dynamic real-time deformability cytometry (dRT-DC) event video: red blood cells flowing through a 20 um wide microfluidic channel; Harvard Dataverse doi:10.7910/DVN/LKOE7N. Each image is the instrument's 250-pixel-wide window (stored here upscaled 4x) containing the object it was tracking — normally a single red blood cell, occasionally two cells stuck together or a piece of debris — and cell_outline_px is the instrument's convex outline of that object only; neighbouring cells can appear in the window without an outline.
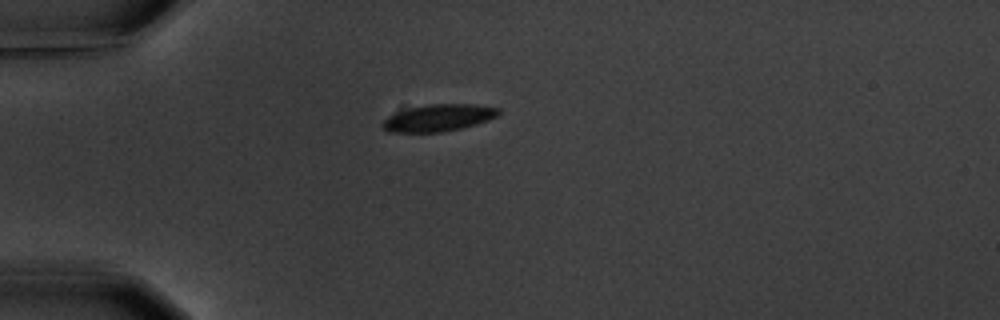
{"species": "common noctule bat (a hibernating species)", "species_latin": "Nyctalus noctula", "temperature_condition": "warm", "stored_images_in_passage": 6, "camera_frame_rate_fps": 3000, "um_per_image_px": 0.085, "animal": {"sex": "male", "body_mass_g": 20.1, "forearm_length_mm": 53.5}, "frame": {"image": 1, "passage_image": 6, "time_ms": 7.0, "image_size_px": [1000, 320], "cell_outline_px": [[500, 112], [496, 116], [488, 120], [476, 124], [460, 128], [440, 132], [388, 132], [380, 124], [388, 116], [412, 108], [428, 104], [476, 104], [500, 108]], "centroid_in_image_um": [37.29, 10.01], "position_along_channel_um": 47.7, "area_um2": 17.98}}